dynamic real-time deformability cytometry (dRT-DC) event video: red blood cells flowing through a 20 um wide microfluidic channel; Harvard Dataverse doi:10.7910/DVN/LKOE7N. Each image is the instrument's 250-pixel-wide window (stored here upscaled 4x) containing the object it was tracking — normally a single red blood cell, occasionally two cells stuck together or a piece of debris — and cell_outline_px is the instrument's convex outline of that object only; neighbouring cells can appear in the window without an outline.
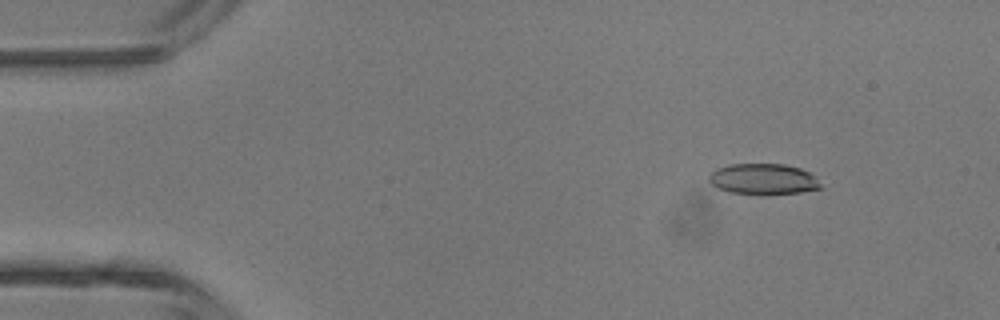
{"species": "common noctule bat (a hibernating species)", "species_latin": "Nyctalus noctula", "temperature_condition": "room temperature", "stored_images_in_passage": 5, "camera_frame_rate_fps": 3000, "um_per_image_px": 0.085, "animal": {"sex": "male", "body_mass_g": 13.3}, "frame": {"image": 1, "passage_image": 2, "time_ms": 1.333, "image_size_px": [1000, 320], "cell_outline_px": [[824, 188], [800, 192], [760, 196], [728, 192], [716, 188], [708, 180], [708, 176], [716, 168], [728, 164], [784, 164], [800, 168], [808, 172]], "centroid_in_image_um": [64.82, 15.25], "position_along_channel_um": 20.2, "area_um2": 20.46}}